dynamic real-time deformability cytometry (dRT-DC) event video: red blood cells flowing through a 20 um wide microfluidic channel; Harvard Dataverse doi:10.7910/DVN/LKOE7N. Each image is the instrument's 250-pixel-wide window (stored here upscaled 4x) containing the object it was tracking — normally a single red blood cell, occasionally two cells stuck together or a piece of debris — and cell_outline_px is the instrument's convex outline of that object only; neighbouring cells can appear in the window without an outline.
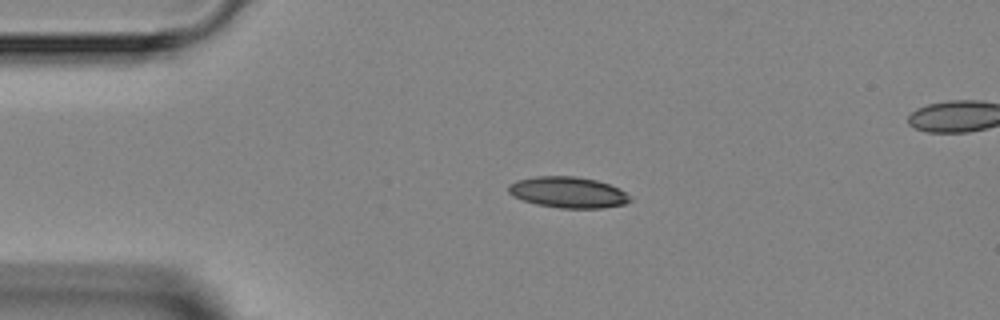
{"species": "Egyptian fruit bat (a non-hibernating species)", "species_latin": "Rousettus aegyptiacus", "temperature_condition": "room temperature", "stored_images_in_passage": 4, "camera_frame_rate_fps": 3000, "um_per_image_px": 0.085, "animal": {"sex": "female"}, "frame": {"image": 1, "passage_image": 2, "time_ms": 1.333, "image_size_px": [1000, 320], "cell_outline_px": [[632, 200], [624, 204], [600, 208], [560, 208], [536, 204], [512, 196], [508, 192], [508, 184], [516, 180], [536, 176], [576, 176], [596, 180], [608, 184], [632, 196]], "centroid_in_image_um": [48.25, 16.34], "position_along_channel_um": 36.7, "area_um2": 21.96}}
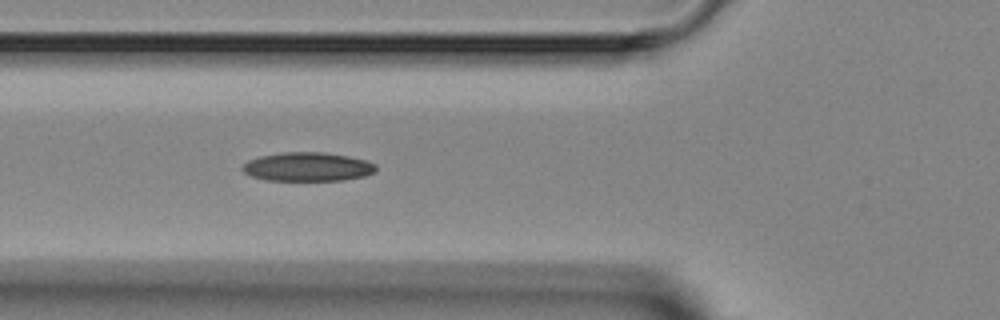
{"frame": {"image": 2, "passage_image": 4, "time_ms": 3.667, "image_size_px": [1000, 320], "cell_outline_px": [[376, 172], [364, 176], [344, 180], [264, 180], [252, 176], [244, 172], [240, 168], [248, 160], [260, 156], [284, 152], [324, 152], [348, 156], [364, 160], [376, 164]], "centroid_in_image_um": [26.14, 14.18], "position_along_channel_um": 99.7, "area_um2": 22.43}}